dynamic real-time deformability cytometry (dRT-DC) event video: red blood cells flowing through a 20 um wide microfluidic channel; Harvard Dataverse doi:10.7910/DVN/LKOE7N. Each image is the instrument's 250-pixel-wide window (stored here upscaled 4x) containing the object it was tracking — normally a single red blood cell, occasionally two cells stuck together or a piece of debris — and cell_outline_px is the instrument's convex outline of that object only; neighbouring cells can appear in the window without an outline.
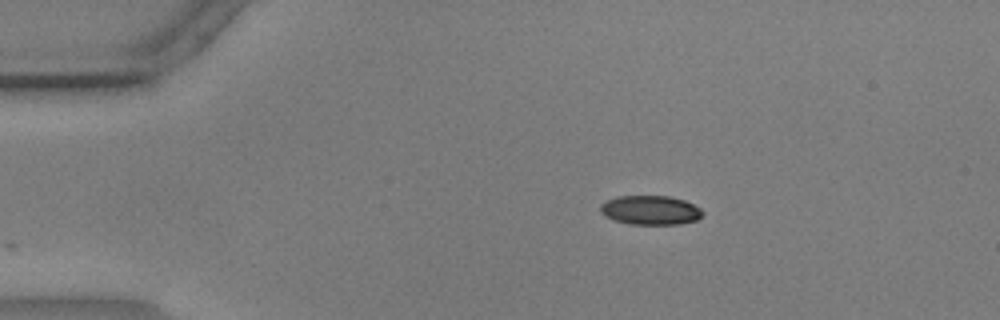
{"species": "common noctule bat (a hibernating species)", "species_latin": "Nyctalus noctula", "temperature_condition": "warm", "stored_images_in_passage": 47, "camera_frame_rate_fps": 3000, "um_per_image_px": 0.085, "animal": {"sex": "male", "body_mass_g": 17.9, "forearm_length_mm": 54.2}, "frame": {"image": 1, "passage_image": 1, "time_ms": 0.0, "image_size_px": [1000, 320], "cell_outline_px": [[704, 212], [696, 220], [680, 224], [628, 224], [604, 216], [600, 212], [600, 204], [604, 200], [616, 196], [668, 196], [684, 200], [700, 208]], "centroid_in_image_um": [55.24, 17.85], "position_along_channel_um": 29.8, "area_um2": 17.46}}
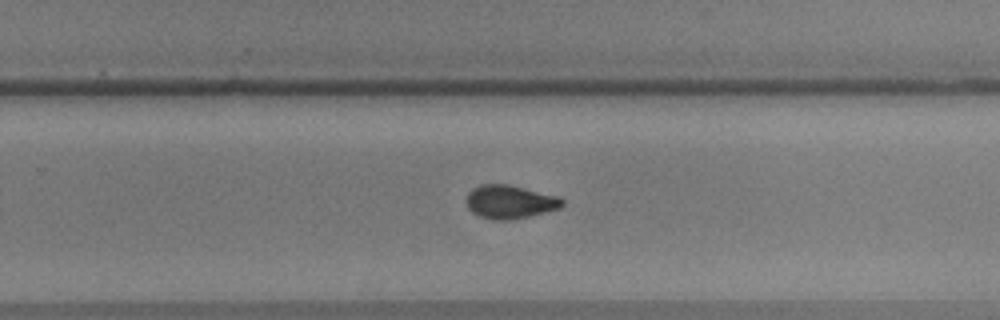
{"frame": {"image": 2, "passage_image": 27, "time_ms": 8.667, "image_size_px": [1000, 320], "cell_outline_px": [[564, 204], [560, 208], [512, 220], [492, 220], [480, 216], [472, 212], [468, 208], [468, 192], [472, 188], [480, 184], [508, 184], [560, 196], [564, 200]], "centroid_in_image_um": [43.36, 17.15], "position_along_channel_um": 286.4, "area_um2": 18.73}}
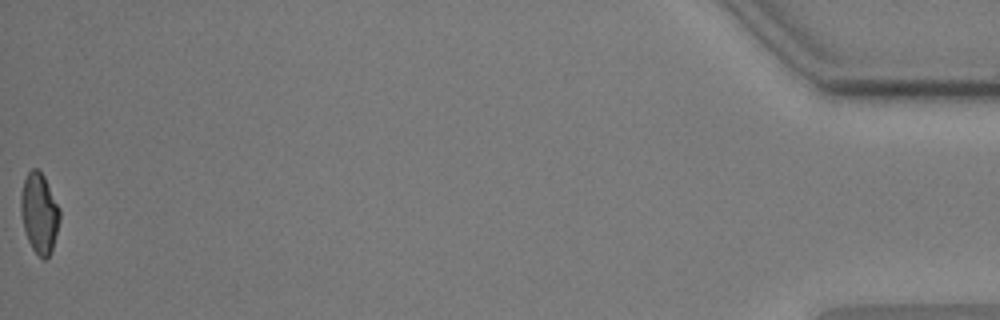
{"frame": {"image": 3, "passage_image": 47, "time_ms": 15.333, "image_size_px": [1000, 320], "cell_outline_px": [[60, 220], [52, 248], [48, 256], [44, 260], [32, 248], [28, 240], [24, 228], [20, 212], [20, 192], [24, 180], [28, 172], [32, 168], [36, 168], [44, 176], [60, 208]], "centroid_in_image_um": [3.33, 18.08], "position_along_channel_um": 431.9, "area_um2": 18.09}, "authors_computed_cell_mechanics": {"area_um2": 18.7272, "velocity_mm_per_s": 3.6103, "shape_relaxation_time_tau1_ms": 6.76, "shape_relaxation_time_tau2_ms": 1.8132, "deformation_change_tau1": 0.1686, "deformation_change_tau2": 0.0689}}